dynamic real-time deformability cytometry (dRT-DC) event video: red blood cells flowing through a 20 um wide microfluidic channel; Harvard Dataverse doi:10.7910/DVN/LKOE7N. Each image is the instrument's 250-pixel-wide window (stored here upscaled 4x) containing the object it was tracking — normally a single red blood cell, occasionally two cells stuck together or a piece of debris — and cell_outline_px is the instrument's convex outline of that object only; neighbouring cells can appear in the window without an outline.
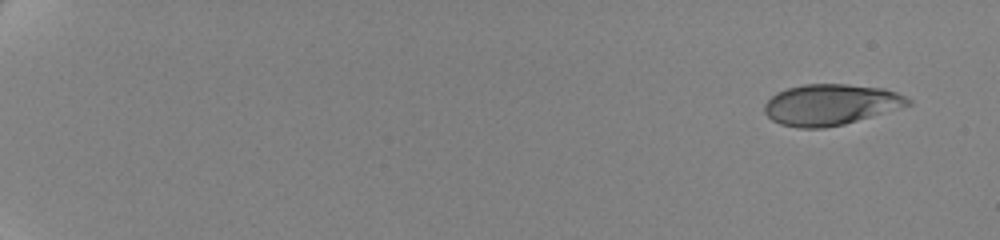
{"species": "human", "species_latin": "Homo sapiens", "temperature_condition": "cold", "stored_images_in_passage": 58, "camera_frame_rate_fps": 3000, "um_per_image_px": 0.085, "donor": {"sex": "female"}, "frame": {"image": 1, "passage_image": 1, "time_ms": 0.0, "image_size_px": [1000, 240], "cell_outline_px": [[912, 104], [844, 124], [824, 128], [796, 128], [780, 124], [772, 120], [764, 112], [764, 104], [776, 92], [788, 88], [804, 84], [848, 84], [884, 88], [896, 92], [912, 100]], "centroid_in_image_um": [70.58, 8.89], "position_along_channel_um": 14.4, "area_um2": 34.22}}
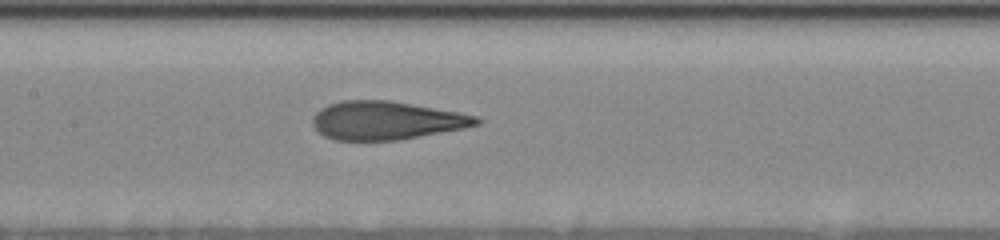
{"frame": {"image": 2, "passage_image": 31, "time_ms": 10.0, "image_size_px": [1000, 240], "cell_outline_px": [[484, 120], [480, 124], [464, 128], [400, 140], [336, 140], [324, 136], [312, 124], [312, 116], [320, 108], [328, 104], [340, 100], [388, 100], [456, 112], [476, 116]], "centroid_in_image_um": [32.81, 10.24], "position_along_channel_um": 174.6, "area_um2": 36.53}}
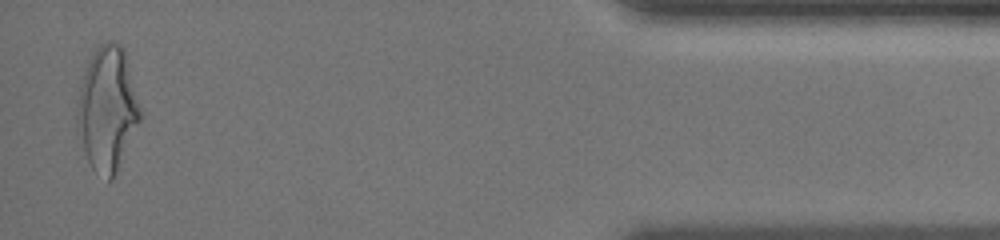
{"frame": {"image": 3, "passage_image": 57, "time_ms": 18.667, "image_size_px": [1000, 240], "cell_outline_px": [[144, 116], [112, 180], [108, 180], [92, 168], [88, 160], [76, 124], [76, 108], [80, 88], [84, 72], [88, 60], [92, 52], [104, 40], [108, 40], [120, 44], [124, 48]], "centroid_in_image_um": [9.16, 9.21], "position_along_channel_um": 426.0, "area_um2": 45.95}, "authors_computed_cell_mechanics": {"area_um2": 36.7897, "velocity_mm_per_s": 3.5108, "shape_relaxation_time_tau1_ms": 5.108, "shape_relaxation_time_tau2_ms": 1.1446, "deformation_change_tau1": 0.1888, "deformation_change_tau2": 0.0887}}